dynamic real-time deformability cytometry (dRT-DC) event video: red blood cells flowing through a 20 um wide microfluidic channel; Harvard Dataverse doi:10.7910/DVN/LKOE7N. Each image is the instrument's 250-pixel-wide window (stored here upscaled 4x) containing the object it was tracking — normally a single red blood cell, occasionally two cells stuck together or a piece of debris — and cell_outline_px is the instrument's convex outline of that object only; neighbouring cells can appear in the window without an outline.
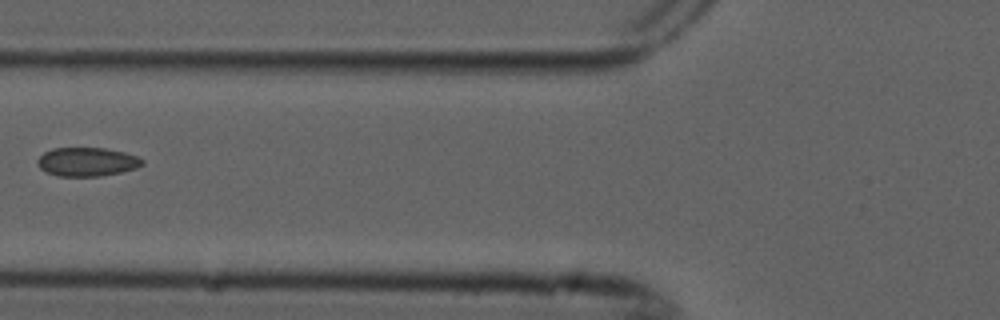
{"species": "common noctule bat (a hibernating species)", "species_latin": "Nyctalus noctula", "temperature_condition": "cold", "stored_images_in_passage": 7, "camera_frame_rate_fps": 3000, "um_per_image_px": 0.085, "animal": {"sex": "male", "forearm_length_mm": 52.5}, "frame": {"image": 1, "passage_image": 6, "time_ms": 1.667, "image_size_px": [1000, 320], "cell_outline_px": [[144, 164], [136, 168], [120, 172], [100, 176], [56, 176], [44, 172], [36, 164], [36, 160], [44, 152], [52, 148], [104, 148], [124, 152], [140, 156], [144, 160]], "centroid_in_image_um": [7.38, 13.75], "position_along_channel_um": 118.4, "area_um2": 17.8}}
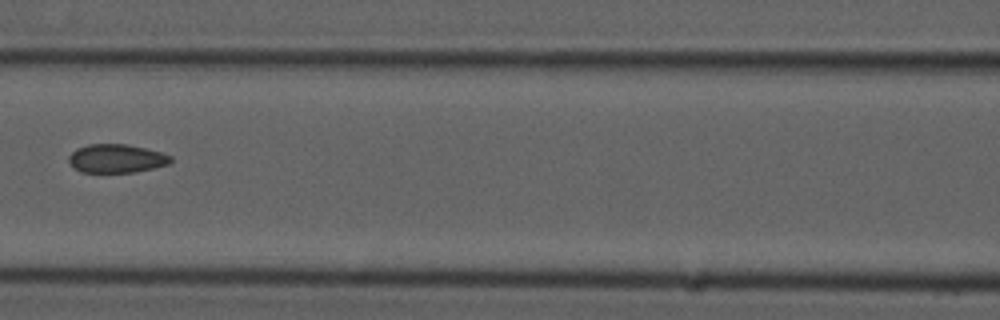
{"frame": {"image": 2, "passage_image": 7, "time_ms": 2.0, "image_size_px": [1000, 320], "cell_outline_px": [[172, 160], [168, 164], [136, 172], [80, 172], [68, 160], [68, 156], [76, 148], [88, 144], [128, 144], [160, 152], [172, 156]], "centroid_in_image_um": [9.89, 13.46], "position_along_channel_um": 156.7, "area_um2": 16.88}}